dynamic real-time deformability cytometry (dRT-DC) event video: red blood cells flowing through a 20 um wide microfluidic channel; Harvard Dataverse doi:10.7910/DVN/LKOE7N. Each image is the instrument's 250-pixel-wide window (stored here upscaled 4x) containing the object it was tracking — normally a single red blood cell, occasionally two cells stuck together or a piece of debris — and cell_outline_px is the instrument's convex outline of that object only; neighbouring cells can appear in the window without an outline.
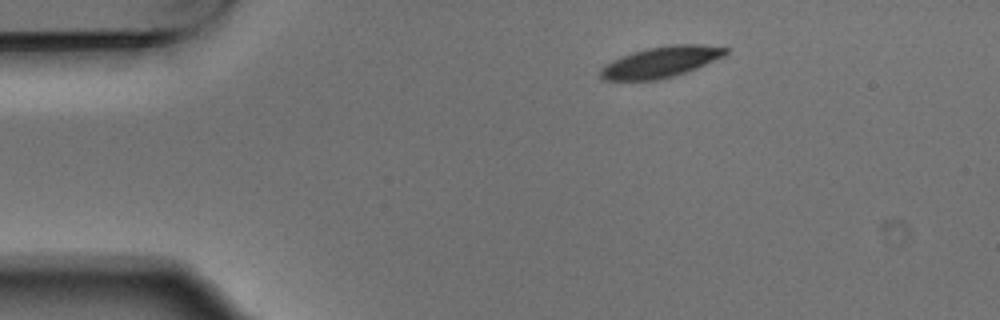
{"species": "Egyptian fruit bat (a non-hibernating species)", "species_latin": "Rousettus aegyptiacus", "temperature_condition": "warm", "stored_images_in_passage": 3, "camera_frame_rate_fps": 3000, "um_per_image_px": 0.085, "animal": {"sex": "male"}, "frame": {"image": 1, "passage_image": 1, "time_ms": 0.0, "image_size_px": [1000, 320], "cell_outline_px": [[728, 52], [724, 56], [696, 68], [672, 76], [656, 80], [604, 80], [600, 76], [600, 68], [604, 64], [620, 56], [632, 52], [648, 48], [672, 44], [700, 44], [728, 48]], "centroid_in_image_um": [56.14, 5.26], "position_along_channel_um": 28.9, "area_um2": 22.43}}
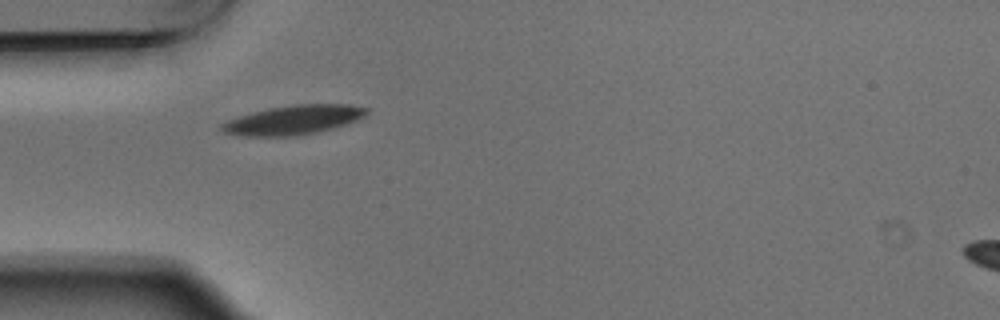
{"frame": {"image": 2, "passage_image": 3, "time_ms": 0.667, "image_size_px": [1000, 320], "cell_outline_px": [[368, 112], [364, 116], [356, 120], [332, 128], [316, 132], [296, 136], [244, 136], [224, 132], [220, 128], [220, 124], [228, 120], [252, 112], [268, 108], [296, 104], [352, 104], [368, 108]], "centroid_in_image_um": [24.94, 10.18], "position_along_channel_um": 60.1, "area_um2": 24.57}}